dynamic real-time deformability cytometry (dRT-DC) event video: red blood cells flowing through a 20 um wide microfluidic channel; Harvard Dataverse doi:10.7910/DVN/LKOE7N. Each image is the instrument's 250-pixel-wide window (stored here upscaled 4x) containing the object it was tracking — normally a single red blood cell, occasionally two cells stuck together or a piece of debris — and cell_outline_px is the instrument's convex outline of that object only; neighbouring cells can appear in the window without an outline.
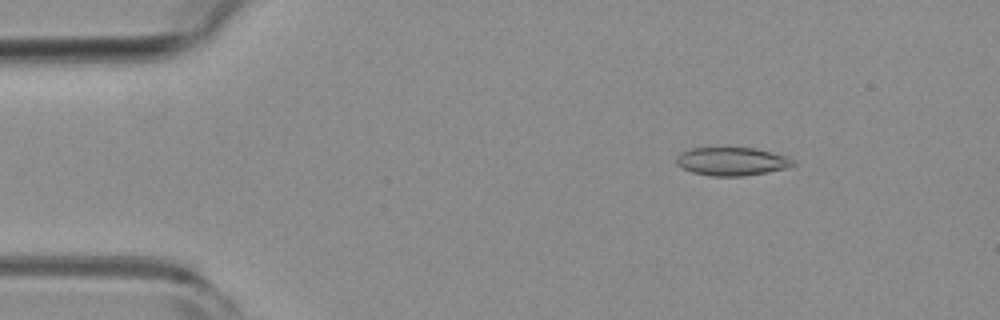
{"species": "common noctule bat (a hibernating species)", "species_latin": "Nyctalus noctula", "temperature_condition": "room temperature", "stored_images_in_passage": 55, "camera_frame_rate_fps": 3000, "um_per_image_px": 0.085, "animal": {"sex": "female", "body_mass_g": 19.3, "forearm_length_mm": 54.1}, "frame": {"image": 1, "passage_image": 8, "time_ms": 2.333, "image_size_px": [1000, 320], "cell_outline_px": [[796, 164], [792, 168], [744, 176], [712, 176], [692, 172], [676, 164], [676, 156], [680, 152], [692, 148], [756, 148], [772, 152], [796, 160]], "centroid_in_image_um": [62.26, 13.72], "position_along_channel_um": 22.7, "area_um2": 19.42}}
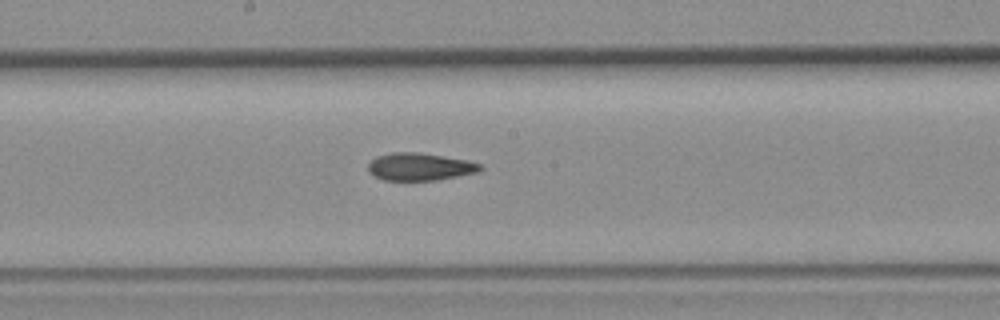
{"frame": {"image": 2, "passage_image": 29, "time_ms": 9.333, "image_size_px": [1000, 320], "cell_outline_px": [[484, 168], [480, 172], [436, 180], [384, 180], [372, 176], [368, 172], [368, 164], [376, 156], [392, 152], [416, 152], [468, 160], [480, 164]], "centroid_in_image_um": [35.67, 14.18], "position_along_channel_um": 212.5, "area_um2": 18.09}}
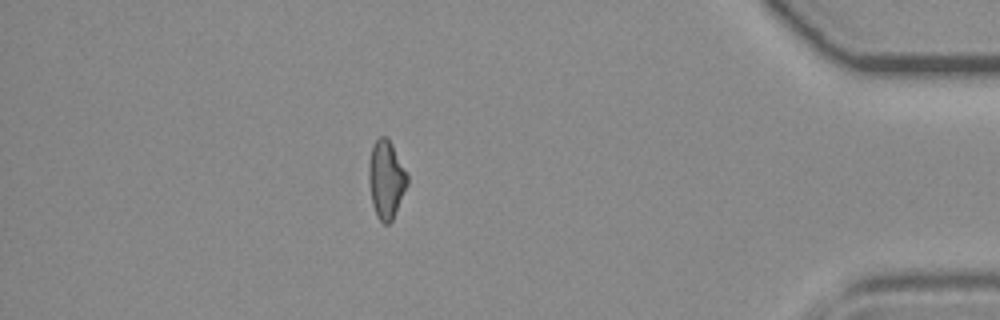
{"frame": {"image": 3, "passage_image": 48, "time_ms": 15.667, "image_size_px": [1000, 320], "cell_outline_px": [[408, 184], [392, 220], [388, 224], [384, 224], [376, 216], [372, 204], [368, 180], [368, 164], [372, 144], [380, 136], [384, 136], [392, 144], [408, 176]], "centroid_in_image_um": [32.8, 15.26], "position_along_channel_um": 402.4, "area_um2": 17.51}, "authors_computed_cell_mechanics": {"area_um2": 18.4382, "velocity_mm_per_s": 3.7477, "shape_relaxation_time_tau1_ms": null, "shape_relaxation_time_tau2_ms": 4.6419, "deformation_change_tau1": null, "deformation_change_tau2": 0.1236}}